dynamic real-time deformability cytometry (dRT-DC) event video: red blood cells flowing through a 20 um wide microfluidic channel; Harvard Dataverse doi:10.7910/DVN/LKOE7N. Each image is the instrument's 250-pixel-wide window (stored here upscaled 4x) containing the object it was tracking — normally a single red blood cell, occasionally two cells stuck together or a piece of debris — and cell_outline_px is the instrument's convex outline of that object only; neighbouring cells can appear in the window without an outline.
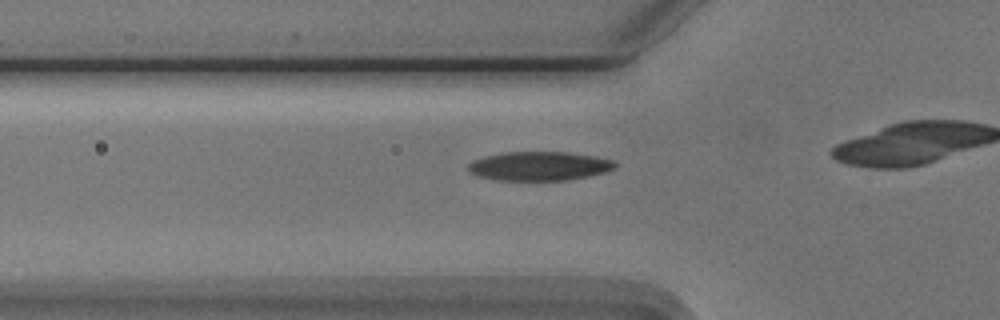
{"species": "Egyptian fruit bat (a non-hibernating species)", "species_latin": "Rousettus aegyptiacus", "temperature_condition": "cold", "stored_images_in_passage": 15, "camera_frame_rate_fps": 3000, "um_per_image_px": 0.085, "animal": {"sex": "male"}, "frame": {"image": 1, "passage_image": 10, "time_ms": 3.0, "image_size_px": [1000, 320], "cell_outline_px": [[616, 164], [612, 168], [604, 172], [588, 176], [564, 180], [500, 180], [480, 176], [472, 172], [468, 168], [468, 164], [472, 160], [484, 156], [500, 152], [568, 152], [596, 156], [616, 160]], "centroid_in_image_um": [45.84, 14.1], "position_along_channel_um": 80.0, "area_um2": 24.68}}
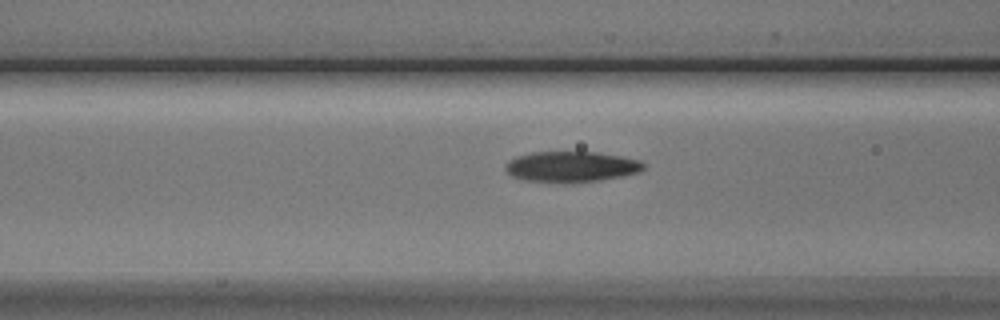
{"frame": {"image": 2, "passage_image": 13, "time_ms": 4.0, "image_size_px": [1000, 320], "cell_outline_px": [[644, 168], [640, 172], [624, 176], [600, 180], [572, 184], [564, 184], [524, 180], [512, 176], [504, 168], [504, 164], [508, 160], [516, 156], [532, 152], [596, 152], [620, 156], [640, 160], [644, 164]], "centroid_in_image_um": [48.54, 14.19], "position_along_channel_um": 118.1, "area_um2": 25.2}}